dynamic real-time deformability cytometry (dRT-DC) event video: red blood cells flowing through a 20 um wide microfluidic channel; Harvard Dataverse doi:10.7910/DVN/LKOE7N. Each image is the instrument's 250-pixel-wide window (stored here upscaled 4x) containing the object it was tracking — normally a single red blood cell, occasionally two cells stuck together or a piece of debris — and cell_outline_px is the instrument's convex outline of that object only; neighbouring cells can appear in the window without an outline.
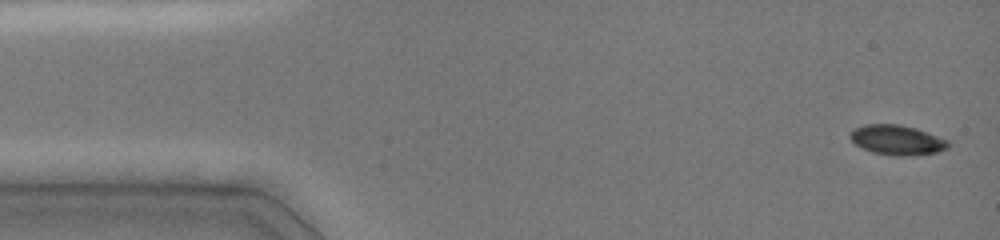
{"species": "common noctule bat (a hibernating species)", "species_latin": "Nyctalus noctula", "temperature_condition": "cold", "stored_images_in_passage": 11, "camera_frame_rate_fps": 3000, "um_per_image_px": 0.085, "animal": {"sex": "female", "body_mass_g": 19.0, "forearm_length_mm": 51.5}, "frame": {"image": 1, "passage_image": 1, "time_ms": 0.0, "image_size_px": [1000, 240], "cell_outline_px": [[948, 148], [936, 152], [904, 156], [896, 156], [872, 152], [856, 144], [848, 136], [856, 128], [864, 124], [900, 124], [916, 128], [928, 132], [948, 140]], "centroid_in_image_um": [76.25, 11.89], "position_along_channel_um": 8.7, "area_um2": 16.88}}
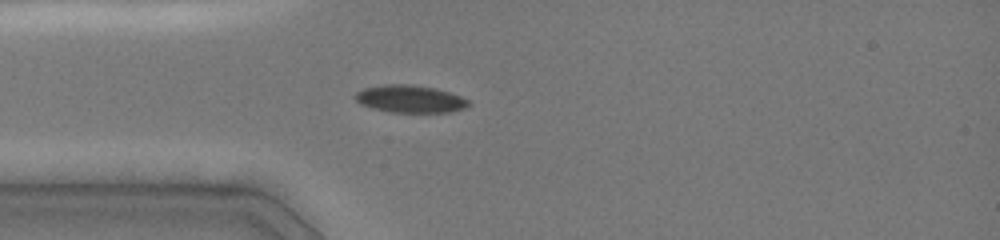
{"frame": {"image": 2, "passage_image": 7, "time_ms": 3.667, "image_size_px": [1000, 240], "cell_outline_px": [[472, 104], [464, 108], [448, 112], [392, 112], [372, 108], [360, 104], [352, 96], [356, 92], [364, 88], [384, 84], [412, 84], [436, 88], [460, 96], [468, 100]], "centroid_in_image_um": [34.83, 8.4], "position_along_channel_um": 50.2, "area_um2": 18.21}}